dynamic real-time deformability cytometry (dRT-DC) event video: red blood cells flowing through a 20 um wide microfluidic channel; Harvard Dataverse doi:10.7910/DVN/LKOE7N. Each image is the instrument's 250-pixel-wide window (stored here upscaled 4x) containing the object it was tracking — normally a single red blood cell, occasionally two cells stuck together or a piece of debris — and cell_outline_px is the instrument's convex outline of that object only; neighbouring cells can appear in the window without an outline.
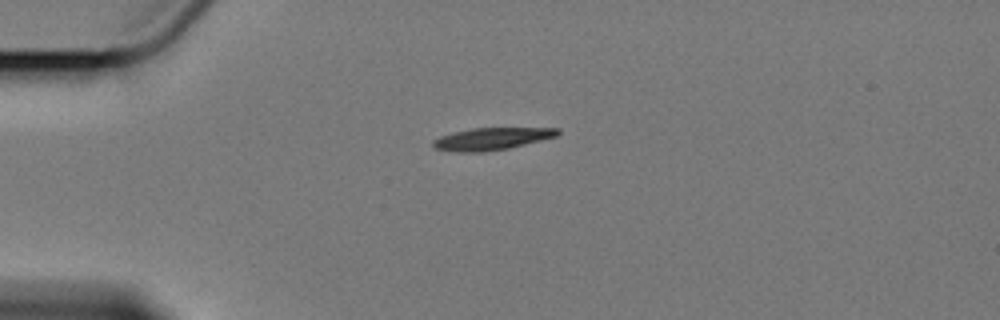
{"species": "Egyptian fruit bat (a non-hibernating species)", "species_latin": "Rousettus aegyptiacus", "temperature_condition": "cold", "stored_images_in_passage": 2, "camera_frame_rate_fps": 3000, "um_per_image_px": 0.085, "animal": {"sex": "female"}, "frame": {"image": 1, "passage_image": 1, "time_ms": 0.0, "image_size_px": [1000, 320], "cell_outline_px": [[560, 132], [556, 136], [508, 148], [480, 152], [460, 152], [436, 148], [432, 144], [432, 140], [440, 136], [472, 128], [560, 128]], "centroid_in_image_um": [41.79, 11.79], "position_along_channel_um": 43.2, "area_um2": 15.78}}